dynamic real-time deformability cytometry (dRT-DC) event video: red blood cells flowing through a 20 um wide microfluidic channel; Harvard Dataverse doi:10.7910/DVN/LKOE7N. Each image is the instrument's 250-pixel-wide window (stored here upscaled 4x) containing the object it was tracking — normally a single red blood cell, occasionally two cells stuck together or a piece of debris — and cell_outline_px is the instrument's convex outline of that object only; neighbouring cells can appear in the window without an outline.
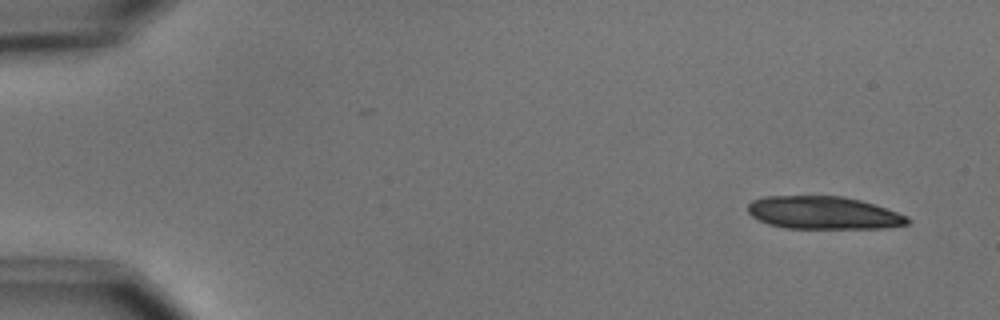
{"species": "common noctule bat (a hibernating species)", "species_latin": "Nyctalus noctula", "temperature_condition": "cold", "stored_images_in_passage": 6, "camera_frame_rate_fps": 3000, "um_per_image_px": 0.085, "animal": {"sex": "male", "body_mass_g": 15.6}, "frame": {"image": 1, "passage_image": 1, "time_ms": 0.0, "image_size_px": [1000, 320], "cell_outline_px": [[912, 220], [908, 224], [884, 228], [784, 228], [768, 224], [752, 216], [748, 212], [748, 204], [752, 200], [764, 196], [844, 196], [876, 204], [908, 216]], "centroid_in_image_um": [70.02, 18.08], "position_along_channel_um": 15.0, "area_um2": 30.69}}